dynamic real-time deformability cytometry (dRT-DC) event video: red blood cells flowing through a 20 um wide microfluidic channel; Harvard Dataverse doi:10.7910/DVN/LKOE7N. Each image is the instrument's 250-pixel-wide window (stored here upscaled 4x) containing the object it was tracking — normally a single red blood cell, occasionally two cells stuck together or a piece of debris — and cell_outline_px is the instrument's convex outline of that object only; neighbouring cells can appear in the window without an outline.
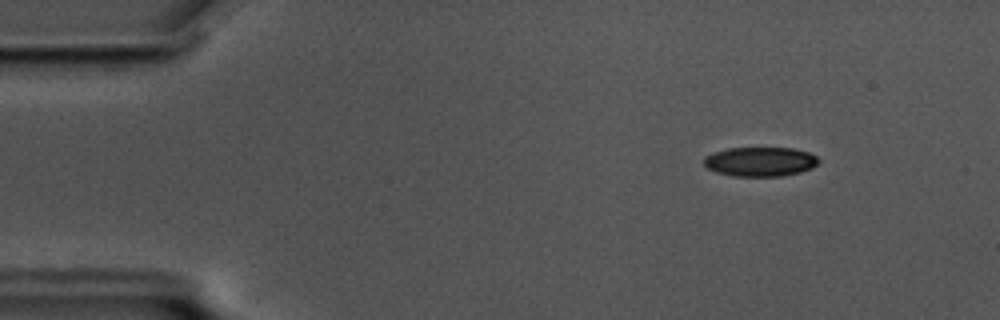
{"species": "common noctule bat (a hibernating species)", "species_latin": "Nyctalus noctula", "temperature_condition": "cold", "stored_images_in_passage": 58, "camera_frame_rate_fps": 3000, "um_per_image_px": 0.085, "animal": {"sex": "male", "body_mass_g": 17.5, "forearm_length_mm": 52.3}, "frame": {"image": 1, "passage_image": 7, "time_ms": 2.0, "image_size_px": [1000, 320], "cell_outline_px": [[820, 160], [812, 168], [800, 172], [784, 176], [732, 176], [716, 172], [708, 168], [704, 164], [704, 156], [712, 152], [728, 148], [792, 148], [808, 152], [816, 156]], "centroid_in_image_um": [64.6, 13.74], "position_along_channel_um": 20.4, "area_um2": 19.71}}
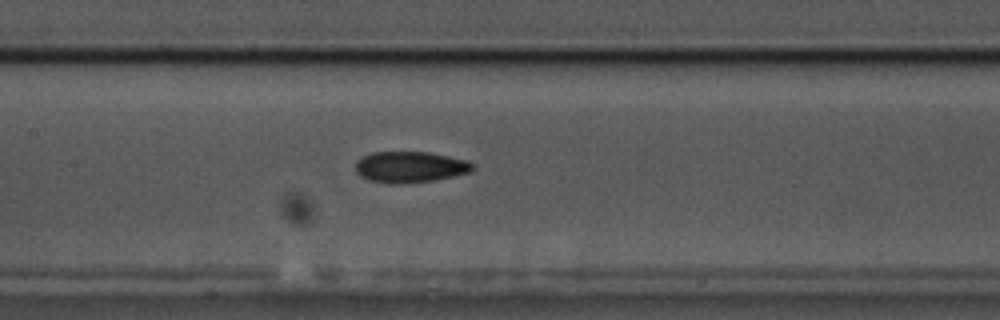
{"frame": {"image": 2, "passage_image": 27, "time_ms": 8.667, "image_size_px": [1000, 320], "cell_outline_px": [[476, 168], [468, 172], [452, 176], [432, 180], [396, 184], [368, 180], [360, 176], [356, 172], [356, 160], [360, 156], [372, 152], [428, 152], [468, 160]], "centroid_in_image_um": [34.81, 14.18], "position_along_channel_um": 172.6, "area_um2": 21.15}}
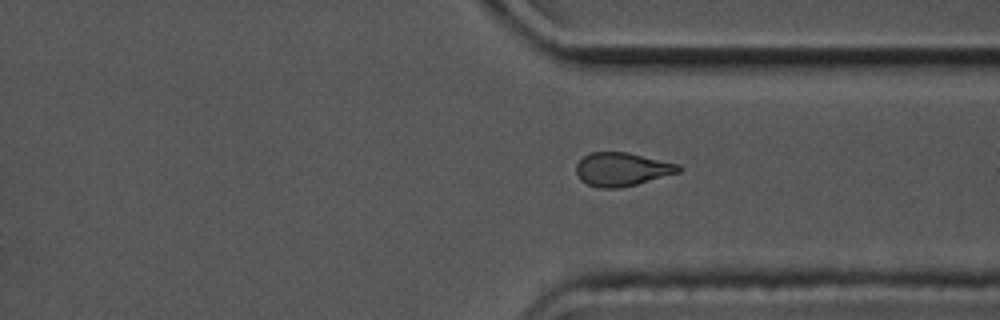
{"frame": {"image": 3, "passage_image": 43, "time_ms": 14.0, "image_size_px": [1000, 320], "cell_outline_px": [[684, 168], [680, 172], [636, 184], [620, 188], [600, 188], [588, 184], [580, 180], [576, 172], [576, 164], [584, 156], [592, 152], [628, 152], [680, 164]], "centroid_in_image_um": [52.89, 14.38], "position_along_channel_um": 358.5, "area_um2": 20.06}, "authors_computed_cell_mechanics": {"area_um2": 20.7213, "velocity_mm_per_s": 3.4904, "shape_relaxation_time_tau1_ms": 4.282, "shape_relaxation_time_tau2_ms": 8.3494, "deformation_change_tau1": 0.1136, "deformation_change_tau2": 0.1562}}